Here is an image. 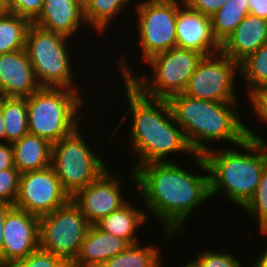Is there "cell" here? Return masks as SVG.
Returning a JSON list of instances; mask_svg holds the SVG:
<instances>
[{
	"label": "cell",
	"mask_w": 267,
	"mask_h": 267,
	"mask_svg": "<svg viewBox=\"0 0 267 267\" xmlns=\"http://www.w3.org/2000/svg\"><path fill=\"white\" fill-rule=\"evenodd\" d=\"M13 206L0 203V267H2V250H3V225L6 218V213Z\"/></svg>",
	"instance_id": "8d00e7d4"
},
{
	"label": "cell",
	"mask_w": 267,
	"mask_h": 267,
	"mask_svg": "<svg viewBox=\"0 0 267 267\" xmlns=\"http://www.w3.org/2000/svg\"><path fill=\"white\" fill-rule=\"evenodd\" d=\"M129 245L125 239L101 230L96 224L91 225L71 267H100Z\"/></svg>",
	"instance_id": "d6986e66"
},
{
	"label": "cell",
	"mask_w": 267,
	"mask_h": 267,
	"mask_svg": "<svg viewBox=\"0 0 267 267\" xmlns=\"http://www.w3.org/2000/svg\"><path fill=\"white\" fill-rule=\"evenodd\" d=\"M78 127L73 133L52 144L51 167L62 188L72 197L107 170L105 162L89 147Z\"/></svg>",
	"instance_id": "ba28073f"
},
{
	"label": "cell",
	"mask_w": 267,
	"mask_h": 267,
	"mask_svg": "<svg viewBox=\"0 0 267 267\" xmlns=\"http://www.w3.org/2000/svg\"><path fill=\"white\" fill-rule=\"evenodd\" d=\"M250 14L247 0H228L211 16L212 30L221 44L244 19Z\"/></svg>",
	"instance_id": "484cf974"
},
{
	"label": "cell",
	"mask_w": 267,
	"mask_h": 267,
	"mask_svg": "<svg viewBox=\"0 0 267 267\" xmlns=\"http://www.w3.org/2000/svg\"><path fill=\"white\" fill-rule=\"evenodd\" d=\"M69 40L65 35L31 23L26 35L25 51L40 87L80 89L74 83L76 78L72 71L75 68L71 65Z\"/></svg>",
	"instance_id": "52a82bcc"
},
{
	"label": "cell",
	"mask_w": 267,
	"mask_h": 267,
	"mask_svg": "<svg viewBox=\"0 0 267 267\" xmlns=\"http://www.w3.org/2000/svg\"><path fill=\"white\" fill-rule=\"evenodd\" d=\"M245 131L247 138L235 150L212 147L202 155L209 173L211 199L222 192L240 209L253 197L267 166V141L249 126H245Z\"/></svg>",
	"instance_id": "3957f363"
},
{
	"label": "cell",
	"mask_w": 267,
	"mask_h": 267,
	"mask_svg": "<svg viewBox=\"0 0 267 267\" xmlns=\"http://www.w3.org/2000/svg\"><path fill=\"white\" fill-rule=\"evenodd\" d=\"M70 199L55 170L49 166L21 174L14 207L41 217L65 205Z\"/></svg>",
	"instance_id": "7c38bea8"
},
{
	"label": "cell",
	"mask_w": 267,
	"mask_h": 267,
	"mask_svg": "<svg viewBox=\"0 0 267 267\" xmlns=\"http://www.w3.org/2000/svg\"><path fill=\"white\" fill-rule=\"evenodd\" d=\"M44 0H6L8 13L22 16L33 22L41 13Z\"/></svg>",
	"instance_id": "1f68e13d"
},
{
	"label": "cell",
	"mask_w": 267,
	"mask_h": 267,
	"mask_svg": "<svg viewBox=\"0 0 267 267\" xmlns=\"http://www.w3.org/2000/svg\"><path fill=\"white\" fill-rule=\"evenodd\" d=\"M13 167L15 164L12 144L0 142V171Z\"/></svg>",
	"instance_id": "e575fe53"
},
{
	"label": "cell",
	"mask_w": 267,
	"mask_h": 267,
	"mask_svg": "<svg viewBox=\"0 0 267 267\" xmlns=\"http://www.w3.org/2000/svg\"><path fill=\"white\" fill-rule=\"evenodd\" d=\"M267 42V21L248 14L221 43V52L240 63Z\"/></svg>",
	"instance_id": "ac0fdd59"
},
{
	"label": "cell",
	"mask_w": 267,
	"mask_h": 267,
	"mask_svg": "<svg viewBox=\"0 0 267 267\" xmlns=\"http://www.w3.org/2000/svg\"><path fill=\"white\" fill-rule=\"evenodd\" d=\"M1 110L7 143L12 144L29 133L26 98L1 97Z\"/></svg>",
	"instance_id": "7402d4cb"
},
{
	"label": "cell",
	"mask_w": 267,
	"mask_h": 267,
	"mask_svg": "<svg viewBox=\"0 0 267 267\" xmlns=\"http://www.w3.org/2000/svg\"><path fill=\"white\" fill-rule=\"evenodd\" d=\"M227 1L228 0H184V3H186L191 9L211 17Z\"/></svg>",
	"instance_id": "836d02e7"
},
{
	"label": "cell",
	"mask_w": 267,
	"mask_h": 267,
	"mask_svg": "<svg viewBox=\"0 0 267 267\" xmlns=\"http://www.w3.org/2000/svg\"><path fill=\"white\" fill-rule=\"evenodd\" d=\"M177 47L201 53L203 56L220 52L221 44L212 30L211 17L183 3L178 9L175 26Z\"/></svg>",
	"instance_id": "9a60e30c"
},
{
	"label": "cell",
	"mask_w": 267,
	"mask_h": 267,
	"mask_svg": "<svg viewBox=\"0 0 267 267\" xmlns=\"http://www.w3.org/2000/svg\"><path fill=\"white\" fill-rule=\"evenodd\" d=\"M111 171L107 169L96 180L79 189L71 197L91 225L96 224L128 201L121 193L122 182L112 175L114 173Z\"/></svg>",
	"instance_id": "4fadbf2b"
},
{
	"label": "cell",
	"mask_w": 267,
	"mask_h": 267,
	"mask_svg": "<svg viewBox=\"0 0 267 267\" xmlns=\"http://www.w3.org/2000/svg\"><path fill=\"white\" fill-rule=\"evenodd\" d=\"M85 8V17L89 28L98 34H105L107 27L114 20V16L121 13L124 7L131 4V0H80ZM104 32V33H103Z\"/></svg>",
	"instance_id": "603a6c76"
},
{
	"label": "cell",
	"mask_w": 267,
	"mask_h": 267,
	"mask_svg": "<svg viewBox=\"0 0 267 267\" xmlns=\"http://www.w3.org/2000/svg\"><path fill=\"white\" fill-rule=\"evenodd\" d=\"M239 63L221 51L204 56L191 75L182 94L216 102H237L235 79Z\"/></svg>",
	"instance_id": "8fae6325"
},
{
	"label": "cell",
	"mask_w": 267,
	"mask_h": 267,
	"mask_svg": "<svg viewBox=\"0 0 267 267\" xmlns=\"http://www.w3.org/2000/svg\"><path fill=\"white\" fill-rule=\"evenodd\" d=\"M259 225V230L263 236H267V166L262 172L256 191L249 202L243 207Z\"/></svg>",
	"instance_id": "83f0119b"
},
{
	"label": "cell",
	"mask_w": 267,
	"mask_h": 267,
	"mask_svg": "<svg viewBox=\"0 0 267 267\" xmlns=\"http://www.w3.org/2000/svg\"><path fill=\"white\" fill-rule=\"evenodd\" d=\"M21 173L15 168L0 171V203L14 206L20 183Z\"/></svg>",
	"instance_id": "f546056e"
},
{
	"label": "cell",
	"mask_w": 267,
	"mask_h": 267,
	"mask_svg": "<svg viewBox=\"0 0 267 267\" xmlns=\"http://www.w3.org/2000/svg\"><path fill=\"white\" fill-rule=\"evenodd\" d=\"M8 13L6 0H0V15Z\"/></svg>",
	"instance_id": "ab89813d"
},
{
	"label": "cell",
	"mask_w": 267,
	"mask_h": 267,
	"mask_svg": "<svg viewBox=\"0 0 267 267\" xmlns=\"http://www.w3.org/2000/svg\"><path fill=\"white\" fill-rule=\"evenodd\" d=\"M265 250L262 256L260 255L257 261L253 263L252 267H267V248Z\"/></svg>",
	"instance_id": "f35d334b"
},
{
	"label": "cell",
	"mask_w": 267,
	"mask_h": 267,
	"mask_svg": "<svg viewBox=\"0 0 267 267\" xmlns=\"http://www.w3.org/2000/svg\"><path fill=\"white\" fill-rule=\"evenodd\" d=\"M192 160L206 175L189 172L173 161L144 164L131 172L140 199L143 197L142 205L163 223L169 239L183 231L197 206L211 200L205 160L198 154L192 156Z\"/></svg>",
	"instance_id": "6da1fadb"
},
{
	"label": "cell",
	"mask_w": 267,
	"mask_h": 267,
	"mask_svg": "<svg viewBox=\"0 0 267 267\" xmlns=\"http://www.w3.org/2000/svg\"><path fill=\"white\" fill-rule=\"evenodd\" d=\"M168 102L195 154L203 155L211 150L207 145L211 142L227 141L239 145L247 138L246 125L234 107L237 102L207 101L182 93L171 96Z\"/></svg>",
	"instance_id": "277c9868"
},
{
	"label": "cell",
	"mask_w": 267,
	"mask_h": 267,
	"mask_svg": "<svg viewBox=\"0 0 267 267\" xmlns=\"http://www.w3.org/2000/svg\"><path fill=\"white\" fill-rule=\"evenodd\" d=\"M90 226L79 207L70 199L52 213L40 217V248L71 265Z\"/></svg>",
	"instance_id": "9c48e42d"
},
{
	"label": "cell",
	"mask_w": 267,
	"mask_h": 267,
	"mask_svg": "<svg viewBox=\"0 0 267 267\" xmlns=\"http://www.w3.org/2000/svg\"><path fill=\"white\" fill-rule=\"evenodd\" d=\"M147 212L132 206L129 200L114 212L102 218L96 225L103 231L125 239L130 245L139 243L137 229L146 223Z\"/></svg>",
	"instance_id": "44dd1931"
},
{
	"label": "cell",
	"mask_w": 267,
	"mask_h": 267,
	"mask_svg": "<svg viewBox=\"0 0 267 267\" xmlns=\"http://www.w3.org/2000/svg\"><path fill=\"white\" fill-rule=\"evenodd\" d=\"M40 217L12 207L3 225L2 267L25 259L40 248Z\"/></svg>",
	"instance_id": "5bb4252c"
},
{
	"label": "cell",
	"mask_w": 267,
	"mask_h": 267,
	"mask_svg": "<svg viewBox=\"0 0 267 267\" xmlns=\"http://www.w3.org/2000/svg\"><path fill=\"white\" fill-rule=\"evenodd\" d=\"M31 21L13 13L0 15V55L25 49Z\"/></svg>",
	"instance_id": "d4e9b609"
},
{
	"label": "cell",
	"mask_w": 267,
	"mask_h": 267,
	"mask_svg": "<svg viewBox=\"0 0 267 267\" xmlns=\"http://www.w3.org/2000/svg\"><path fill=\"white\" fill-rule=\"evenodd\" d=\"M6 267H71V265L66 260L39 248L25 259L11 263Z\"/></svg>",
	"instance_id": "f1b7e54d"
},
{
	"label": "cell",
	"mask_w": 267,
	"mask_h": 267,
	"mask_svg": "<svg viewBox=\"0 0 267 267\" xmlns=\"http://www.w3.org/2000/svg\"><path fill=\"white\" fill-rule=\"evenodd\" d=\"M250 14L267 21V0H247Z\"/></svg>",
	"instance_id": "d590c367"
},
{
	"label": "cell",
	"mask_w": 267,
	"mask_h": 267,
	"mask_svg": "<svg viewBox=\"0 0 267 267\" xmlns=\"http://www.w3.org/2000/svg\"><path fill=\"white\" fill-rule=\"evenodd\" d=\"M123 56L117 61L122 79H128L144 95L150 98L169 99L171 96L182 93L204 57L201 53L179 47L158 53L145 63L152 68L153 78L140 74L137 76L130 68L127 57ZM120 60V61H119ZM148 78V79H147Z\"/></svg>",
	"instance_id": "8992f818"
},
{
	"label": "cell",
	"mask_w": 267,
	"mask_h": 267,
	"mask_svg": "<svg viewBox=\"0 0 267 267\" xmlns=\"http://www.w3.org/2000/svg\"><path fill=\"white\" fill-rule=\"evenodd\" d=\"M184 0H143L135 3L143 61L177 47L175 26L179 7Z\"/></svg>",
	"instance_id": "30bf717a"
},
{
	"label": "cell",
	"mask_w": 267,
	"mask_h": 267,
	"mask_svg": "<svg viewBox=\"0 0 267 267\" xmlns=\"http://www.w3.org/2000/svg\"><path fill=\"white\" fill-rule=\"evenodd\" d=\"M39 88L25 49L0 55V97L27 98Z\"/></svg>",
	"instance_id": "2e32d148"
},
{
	"label": "cell",
	"mask_w": 267,
	"mask_h": 267,
	"mask_svg": "<svg viewBox=\"0 0 267 267\" xmlns=\"http://www.w3.org/2000/svg\"><path fill=\"white\" fill-rule=\"evenodd\" d=\"M0 142H6L5 123L1 110V97H0Z\"/></svg>",
	"instance_id": "74e56055"
},
{
	"label": "cell",
	"mask_w": 267,
	"mask_h": 267,
	"mask_svg": "<svg viewBox=\"0 0 267 267\" xmlns=\"http://www.w3.org/2000/svg\"><path fill=\"white\" fill-rule=\"evenodd\" d=\"M248 96L256 118L260 119L259 121H262V123H267V86L256 89Z\"/></svg>",
	"instance_id": "d6a6232c"
},
{
	"label": "cell",
	"mask_w": 267,
	"mask_h": 267,
	"mask_svg": "<svg viewBox=\"0 0 267 267\" xmlns=\"http://www.w3.org/2000/svg\"><path fill=\"white\" fill-rule=\"evenodd\" d=\"M194 257V261L200 267H241V261L231 253H222L212 251L211 249L203 250ZM197 257V258H196Z\"/></svg>",
	"instance_id": "4dcf8cb0"
},
{
	"label": "cell",
	"mask_w": 267,
	"mask_h": 267,
	"mask_svg": "<svg viewBox=\"0 0 267 267\" xmlns=\"http://www.w3.org/2000/svg\"><path fill=\"white\" fill-rule=\"evenodd\" d=\"M157 249L152 243L142 246L140 243L129 247L105 261L100 267H162L163 262Z\"/></svg>",
	"instance_id": "cb8c5ba5"
},
{
	"label": "cell",
	"mask_w": 267,
	"mask_h": 267,
	"mask_svg": "<svg viewBox=\"0 0 267 267\" xmlns=\"http://www.w3.org/2000/svg\"><path fill=\"white\" fill-rule=\"evenodd\" d=\"M129 103L128 111L114 129V134L123 124L126 116L132 113L130 129V150L138 156L139 166L154 162H172L166 157L174 153L196 155L186 139L184 131L176 123L167 99L150 98L144 95L128 79L123 82Z\"/></svg>",
	"instance_id": "7a4b0ae2"
},
{
	"label": "cell",
	"mask_w": 267,
	"mask_h": 267,
	"mask_svg": "<svg viewBox=\"0 0 267 267\" xmlns=\"http://www.w3.org/2000/svg\"><path fill=\"white\" fill-rule=\"evenodd\" d=\"M15 168L22 174L51 166L52 144L45 138L26 134L12 143Z\"/></svg>",
	"instance_id": "ffe728a7"
},
{
	"label": "cell",
	"mask_w": 267,
	"mask_h": 267,
	"mask_svg": "<svg viewBox=\"0 0 267 267\" xmlns=\"http://www.w3.org/2000/svg\"><path fill=\"white\" fill-rule=\"evenodd\" d=\"M239 72L248 86V95L267 86V42L239 63Z\"/></svg>",
	"instance_id": "4316f807"
},
{
	"label": "cell",
	"mask_w": 267,
	"mask_h": 267,
	"mask_svg": "<svg viewBox=\"0 0 267 267\" xmlns=\"http://www.w3.org/2000/svg\"><path fill=\"white\" fill-rule=\"evenodd\" d=\"M79 91L63 87H40L27 97L29 133L45 138L51 144L73 133L81 122L79 110L86 100Z\"/></svg>",
	"instance_id": "5b68a950"
},
{
	"label": "cell",
	"mask_w": 267,
	"mask_h": 267,
	"mask_svg": "<svg viewBox=\"0 0 267 267\" xmlns=\"http://www.w3.org/2000/svg\"><path fill=\"white\" fill-rule=\"evenodd\" d=\"M183 267H200V266L194 260H192L188 264L186 263L185 266Z\"/></svg>",
	"instance_id": "60d3db41"
},
{
	"label": "cell",
	"mask_w": 267,
	"mask_h": 267,
	"mask_svg": "<svg viewBox=\"0 0 267 267\" xmlns=\"http://www.w3.org/2000/svg\"><path fill=\"white\" fill-rule=\"evenodd\" d=\"M32 23L69 38L80 31L81 25L88 26L80 0H44L41 13Z\"/></svg>",
	"instance_id": "e0dca14e"
}]
</instances>
